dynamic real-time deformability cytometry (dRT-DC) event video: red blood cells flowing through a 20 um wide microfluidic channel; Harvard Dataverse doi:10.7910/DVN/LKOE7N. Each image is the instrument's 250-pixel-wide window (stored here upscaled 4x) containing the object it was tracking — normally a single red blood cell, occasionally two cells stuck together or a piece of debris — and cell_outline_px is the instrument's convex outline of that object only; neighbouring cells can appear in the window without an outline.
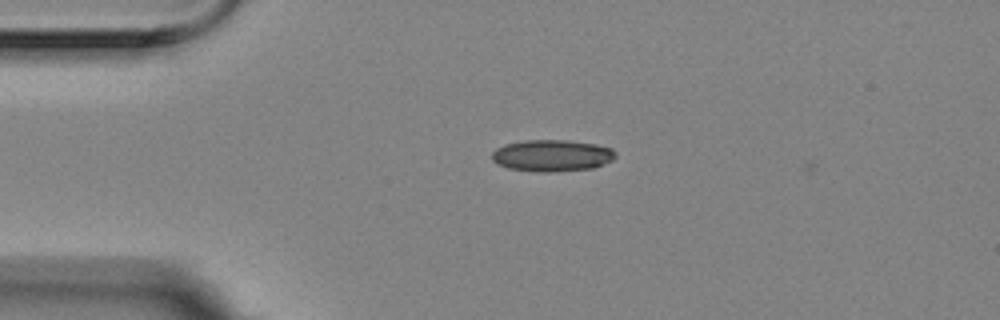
{"species": "Egyptian fruit bat (a non-hibernating species)", "species_latin": "Rousettus aegyptiacus", "temperature_condition": "room temperature", "stored_images_in_passage": 3, "camera_frame_rate_fps": 3000, "um_per_image_px": 0.085, "animal": {"sex": "female"}, "frame": {"image": 1, "passage_image": 2, "time_ms": 0.333, "image_size_px": [1000, 320], "cell_outline_px": [[616, 156], [612, 160], [604, 164], [592, 168], [552, 172], [536, 172], [508, 168], [496, 164], [492, 160], [492, 152], [496, 148], [504, 144], [524, 140], [568, 140], [596, 144], [612, 148], [616, 152]], "centroid_in_image_um": [46.9, 13.22], "position_along_channel_um": 38.1, "area_um2": 23.06}}